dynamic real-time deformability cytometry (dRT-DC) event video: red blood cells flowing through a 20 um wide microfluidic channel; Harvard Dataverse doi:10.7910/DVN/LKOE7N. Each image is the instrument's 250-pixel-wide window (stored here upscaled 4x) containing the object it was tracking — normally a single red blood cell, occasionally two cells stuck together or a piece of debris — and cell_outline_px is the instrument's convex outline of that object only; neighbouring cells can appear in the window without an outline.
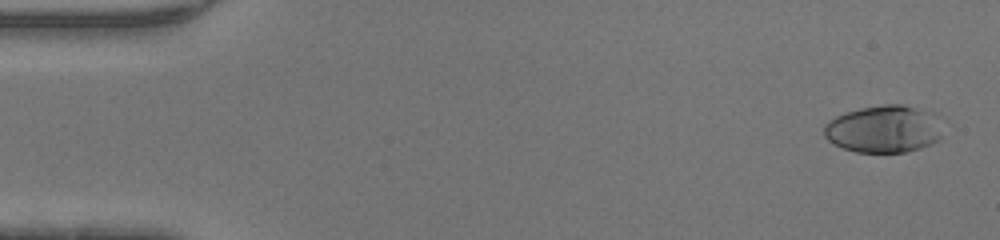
{"species": "human", "species_latin": "Homo sapiens", "temperature_condition": "warm", "stored_images_in_passage": 47, "camera_frame_rate_fps": 3000, "um_per_image_px": 0.085, "donor": {"sex": "male"}, "frame": {"image": 1, "passage_image": 2, "time_ms": 0.333, "image_size_px": [1000, 240], "cell_outline_px": [[940, 140], [932, 144], [920, 148], [904, 152], [856, 152], [844, 148], [828, 140], [824, 136], [824, 124], [828, 120], [844, 112], [860, 108], [884, 104], [904, 104], [916, 108], [924, 112], [940, 136]], "centroid_in_image_um": [74.95, 10.99], "position_along_channel_um": 10.0, "area_um2": 31.62}}
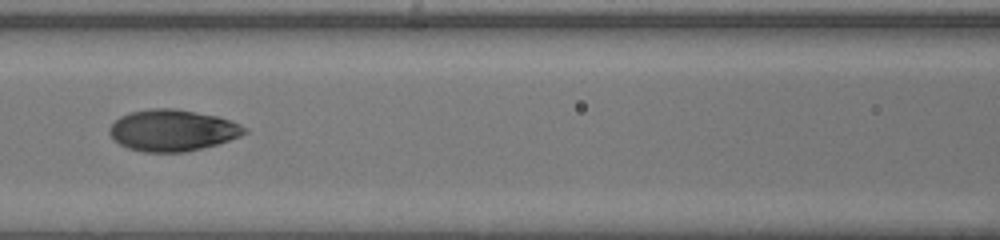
{"frame": {"image": 2, "passage_image": 21, "time_ms": 6.667, "image_size_px": [1000, 240], "cell_outline_px": [[248, 132], [240, 136], [216, 144], [184, 152], [144, 152], [128, 148], [120, 144], [108, 132], [108, 128], [120, 116], [128, 112], [152, 108], [172, 108], [196, 112], [216, 116], [232, 120], [248, 128]], "centroid_in_image_um": [14.66, 11.07], "position_along_channel_um": 151.9, "area_um2": 32.54}}
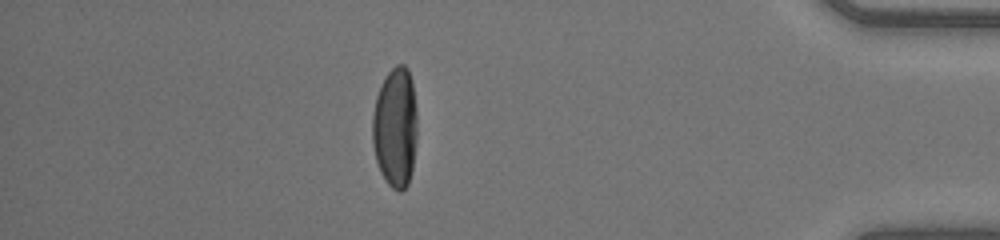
{"frame": {"image": 3, "passage_image": 41, "time_ms": 13.333, "image_size_px": [1000, 240], "cell_outline_px": [[416, 136], [412, 168], [408, 184], [400, 192], [392, 188], [384, 180], [380, 172], [376, 160], [372, 144], [372, 116], [376, 96], [380, 84], [388, 72], [396, 64], [404, 64], [408, 68], [412, 84], [416, 112]], "centroid_in_image_um": [33.57, 10.83], "position_along_channel_um": 401.6, "area_um2": 31.5}}